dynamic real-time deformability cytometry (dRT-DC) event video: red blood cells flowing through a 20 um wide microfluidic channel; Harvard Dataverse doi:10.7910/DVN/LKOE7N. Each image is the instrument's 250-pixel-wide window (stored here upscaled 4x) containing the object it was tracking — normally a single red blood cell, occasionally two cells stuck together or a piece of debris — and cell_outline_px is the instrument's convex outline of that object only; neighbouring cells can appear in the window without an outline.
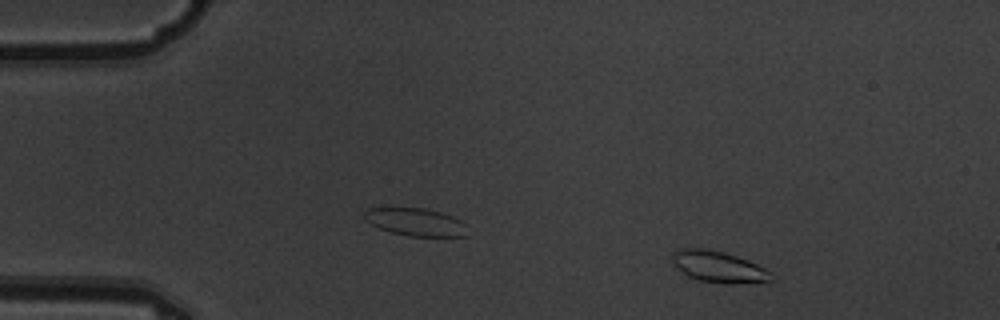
{"species": "common noctule bat (a hibernating species)", "species_latin": "Nyctalus noctula", "temperature_condition": "warm", "stored_images_in_passage": 5, "camera_frame_rate_fps": 3000, "um_per_image_px": 0.085, "animal": {"sex": "male", "body_mass_g": 19.5, "forearm_length_mm": 54.6}, "frame": {"image": 1, "passage_image": 1, "time_ms": 0.0, "image_size_px": [1000, 320], "cell_outline_px": [[772, 280], [732, 284], [724, 284], [700, 280], [688, 276], [672, 260], [672, 256], [676, 248], [704, 248], [724, 252], [748, 260], [772, 272]], "centroid_in_image_um": [61.09, 22.67], "position_along_channel_um": 23.9, "area_um2": 17.8}}
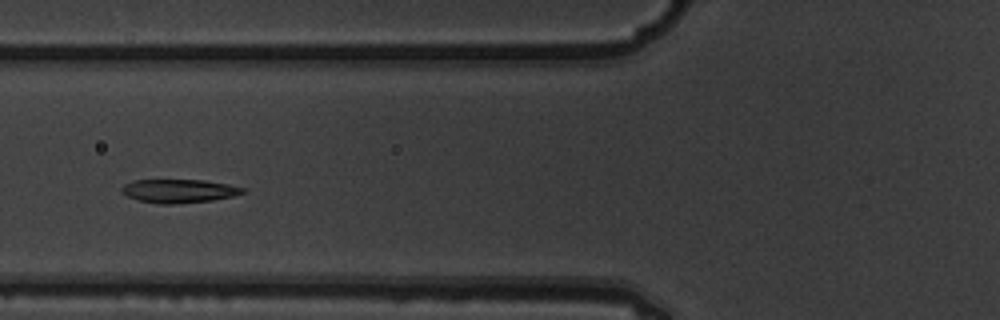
{"frame": {"image": 2, "passage_image": 5, "time_ms": 1.333, "image_size_px": [1000, 320], "cell_outline_px": [[244, 192], [232, 196], [212, 200], [176, 204], [160, 204], [140, 200], [128, 196], [120, 192], [120, 188], [124, 184], [132, 180], [204, 180], [228, 184], [244, 188]], "centroid_in_image_um": [15.17, 16.23], "position_along_channel_um": 110.6, "area_um2": 16.53}}